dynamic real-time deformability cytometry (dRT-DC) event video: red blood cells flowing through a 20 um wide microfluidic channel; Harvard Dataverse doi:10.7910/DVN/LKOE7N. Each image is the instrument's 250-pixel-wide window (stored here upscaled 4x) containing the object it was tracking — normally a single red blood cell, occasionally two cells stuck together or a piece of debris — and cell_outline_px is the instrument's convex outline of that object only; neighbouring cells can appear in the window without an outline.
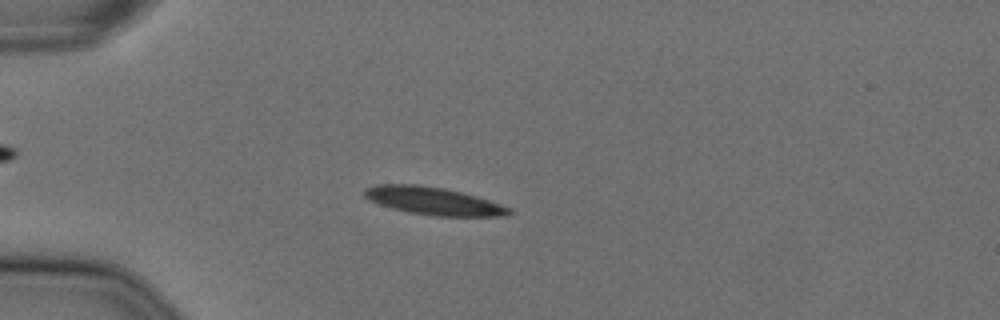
{"species": "Egyptian fruit bat (a non-hibernating species)", "species_latin": "Rousettus aegyptiacus", "temperature_condition": "cold", "stored_images_in_passage": 54, "camera_frame_rate_fps": 3000, "um_per_image_px": 0.085, "animal": {"sex": "female"}, "frame": {"image": 1, "passage_image": 13, "time_ms": 4.0, "image_size_px": [1000, 320], "cell_outline_px": [[512, 212], [508, 216], [436, 216], [408, 212], [392, 208], [368, 200], [364, 196], [364, 192], [368, 188], [376, 184], [416, 184], [444, 188], [476, 196], [512, 208]], "centroid_in_image_um": [36.85, 17.08], "position_along_channel_um": 48.1, "area_um2": 23.24}}
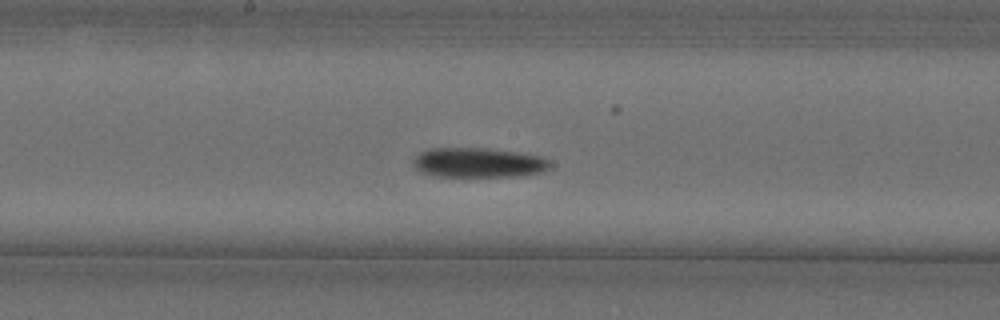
{"frame": {"image": 2, "passage_image": 28, "time_ms": 9.0, "image_size_px": [1000, 320], "cell_outline_px": [[552, 164], [548, 168], [540, 172], [516, 176], [436, 176], [420, 172], [412, 164], [416, 156], [420, 152], [428, 148], [488, 148], [520, 152], [540, 156], [552, 160]], "centroid_in_image_um": [40.67, 13.81], "position_along_channel_um": 207.5, "area_um2": 23.81}}
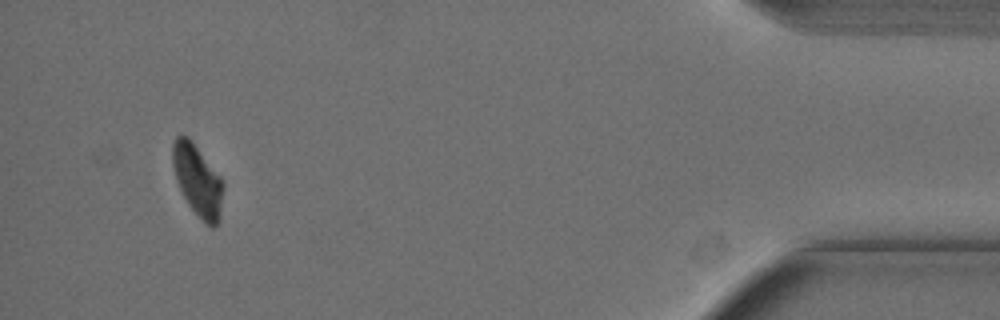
{"frame": {"image": 3, "passage_image": 51, "time_ms": 16.667, "image_size_px": [1000, 320], "cell_outline_px": [[224, 184], [220, 220], [212, 228], [204, 224], [188, 204], [176, 180], [172, 164], [172, 144], [176, 136], [188, 136], [192, 140], [220, 176]], "centroid_in_image_um": [16.8, 15.35], "position_along_channel_um": 418.4, "area_um2": 21.21}, "authors_computed_cell_mechanics": {"area_um2": 23.0044, "velocity_mm_per_s": 3.59, "shape_relaxation_time_tau1_ms": 8.1312, "shape_relaxation_time_tau2_ms": null, "deformation_change_tau1": 0.1877, "deformation_change_tau2": null}}